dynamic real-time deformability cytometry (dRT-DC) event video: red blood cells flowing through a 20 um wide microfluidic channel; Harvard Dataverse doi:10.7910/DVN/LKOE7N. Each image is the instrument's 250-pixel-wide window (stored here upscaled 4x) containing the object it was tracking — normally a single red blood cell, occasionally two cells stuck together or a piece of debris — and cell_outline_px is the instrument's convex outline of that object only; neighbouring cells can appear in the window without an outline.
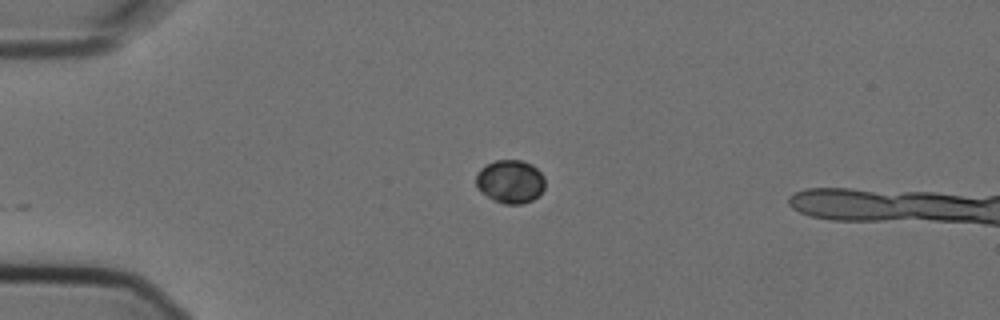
{"species": "Egyptian fruit bat (a non-hibernating species)", "species_latin": "Rousettus aegyptiacus", "temperature_condition": "cold", "stored_images_in_passage": 4, "camera_frame_rate_fps": 3000, "um_per_image_px": 0.085, "animal": {"sex": "female"}, "frame": {"image": 1, "passage_image": 4, "time_ms": 1.0, "image_size_px": [1000, 320], "cell_outline_px": [[544, 188], [532, 200], [520, 204], [504, 204], [492, 200], [480, 192], [476, 188], [476, 176], [480, 168], [496, 160], [520, 160], [532, 164], [544, 176]], "centroid_in_image_um": [43.34, 15.43], "position_along_channel_um": 41.7, "area_um2": 17.46}}